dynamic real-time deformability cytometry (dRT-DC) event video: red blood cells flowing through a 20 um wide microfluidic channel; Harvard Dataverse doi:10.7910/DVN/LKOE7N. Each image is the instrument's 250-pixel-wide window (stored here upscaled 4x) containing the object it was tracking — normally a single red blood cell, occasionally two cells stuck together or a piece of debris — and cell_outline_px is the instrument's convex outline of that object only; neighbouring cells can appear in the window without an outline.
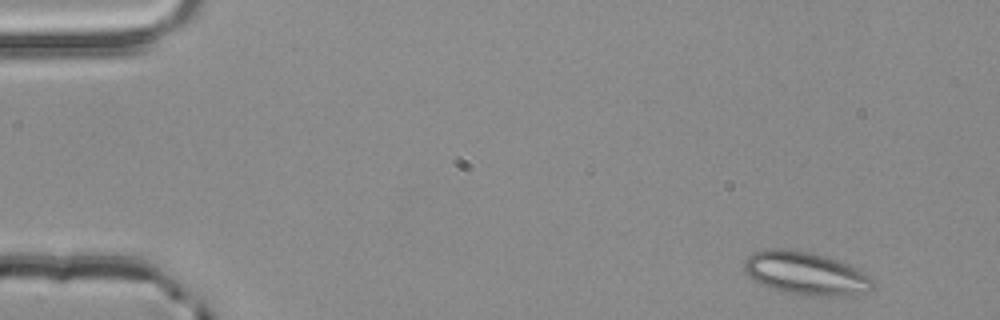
{"species": "common noctule bat (a hibernating species)", "species_latin": "Nyctalus noctula", "temperature_condition": "room temperature", "stored_images_in_passage": 52, "segment_of_instrument_passage": [1, 2], "camera_frame_rate_fps": 3000, "um_per_image_px": 0.085, "animal": {"sex": "male", "body_mass_g": 20.4}, "frame": {"image": 1, "passage_image": 1, "time_ms": 0.0, "image_size_px": [1000, 320], "cell_outline_px": [[876, 284], [872, 288], [864, 292], [836, 296], [808, 296], [788, 292], [772, 288], [748, 276], [744, 268], [744, 260], [752, 252], [772, 248], [784, 248], [808, 252], [824, 256], [836, 260], [872, 276], [876, 280]], "centroid_in_image_um": [68.5, 23.23], "position_along_channel_um": 16.5, "area_um2": 31.91}}
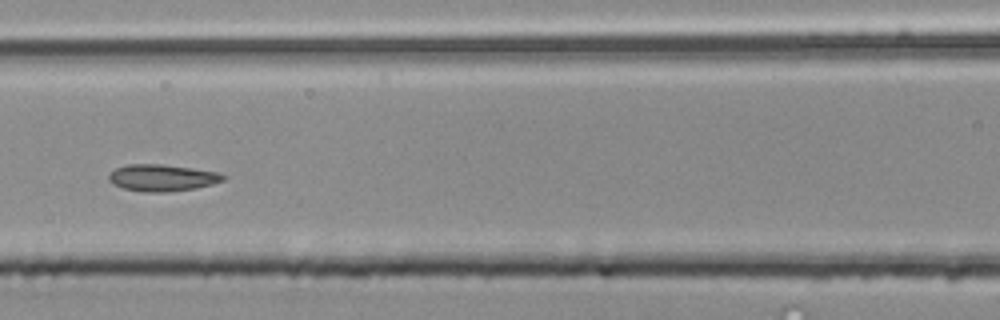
{"frame": {"image": 2, "passage_image": 21, "time_ms": 6.667, "image_size_px": [1000, 320], "cell_outline_px": [[228, 176], [224, 180], [212, 184], [196, 188], [168, 192], [144, 192], [124, 188], [112, 184], [108, 180], [108, 176], [116, 168], [128, 164], [160, 164], [192, 168], [216, 172]], "centroid_in_image_um": [13.78, 15.11], "position_along_channel_um": 152.8, "area_um2": 17.8}}
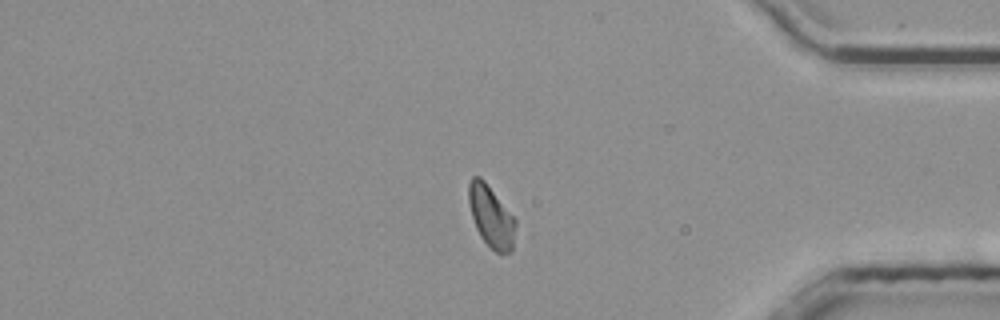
{"frame": {"image": 3, "passage_image": 42, "time_ms": 13.667, "image_size_px": [1000, 320], "cell_outline_px": [[516, 224], [512, 252], [496, 252], [480, 236], [476, 228], [472, 216], [468, 200], [468, 184], [472, 176], [480, 176], [484, 180], [516, 220]], "centroid_in_image_um": [41.73, 18.38], "position_along_channel_um": 393.5, "area_um2": 16.59}}